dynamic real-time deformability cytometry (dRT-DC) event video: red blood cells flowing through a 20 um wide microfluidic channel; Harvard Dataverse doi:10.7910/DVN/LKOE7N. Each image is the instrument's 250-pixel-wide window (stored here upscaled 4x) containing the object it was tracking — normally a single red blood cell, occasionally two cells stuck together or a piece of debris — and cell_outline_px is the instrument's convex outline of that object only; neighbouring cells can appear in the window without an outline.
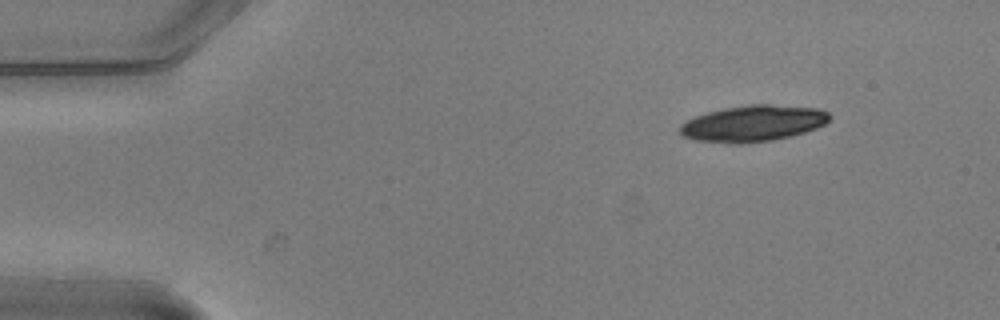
{"species": "common noctule bat (a hibernating species)", "species_latin": "Nyctalus noctula", "temperature_condition": "warm", "stored_images_in_passage": 7, "camera_frame_rate_fps": 3000, "um_per_image_px": 0.085, "animal": {"sex": "male", "body_mass_g": 20.5, "forearm_length_mm": 52.5}, "frame": {"image": 1, "passage_image": 1, "time_ms": 0.0, "image_size_px": [1000, 320], "cell_outline_px": [[832, 116], [824, 124], [816, 128], [804, 132], [772, 140], [740, 144], [728, 144], [696, 140], [684, 136], [680, 132], [680, 124], [696, 116], [708, 112], [724, 108], [748, 104], [768, 104], [816, 108], [828, 112]], "centroid_in_image_um": [64.0, 10.49], "position_along_channel_um": 21.0, "area_um2": 31.44}}